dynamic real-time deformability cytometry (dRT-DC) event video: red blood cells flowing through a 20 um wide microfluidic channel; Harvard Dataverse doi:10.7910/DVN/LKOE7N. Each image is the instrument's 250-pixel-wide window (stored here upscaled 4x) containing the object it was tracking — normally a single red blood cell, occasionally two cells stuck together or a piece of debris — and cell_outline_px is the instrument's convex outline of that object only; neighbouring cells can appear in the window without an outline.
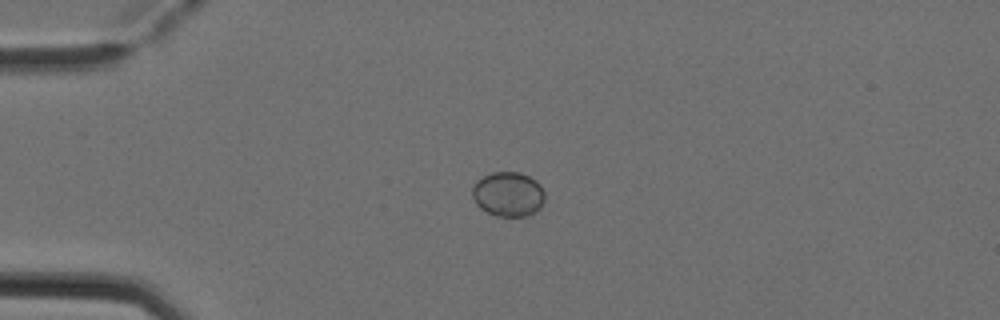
{"species": "Egyptian fruit bat (a non-hibernating species)", "species_latin": "Rousettus aegyptiacus", "temperature_condition": "cold", "stored_images_in_passage": 3, "camera_frame_rate_fps": 3000, "um_per_image_px": 0.085, "animal": {"sex": "female"}, "frame": {"image": 1, "passage_image": 3, "time_ms": 0.667, "image_size_px": [1000, 320], "cell_outline_px": [[544, 200], [540, 208], [528, 216], [496, 216], [480, 208], [476, 204], [472, 196], [472, 188], [476, 180], [492, 172], [520, 172], [536, 180], [540, 184], [544, 192]], "centroid_in_image_um": [43.19, 16.5], "position_along_channel_um": 41.8, "area_um2": 18.96}}